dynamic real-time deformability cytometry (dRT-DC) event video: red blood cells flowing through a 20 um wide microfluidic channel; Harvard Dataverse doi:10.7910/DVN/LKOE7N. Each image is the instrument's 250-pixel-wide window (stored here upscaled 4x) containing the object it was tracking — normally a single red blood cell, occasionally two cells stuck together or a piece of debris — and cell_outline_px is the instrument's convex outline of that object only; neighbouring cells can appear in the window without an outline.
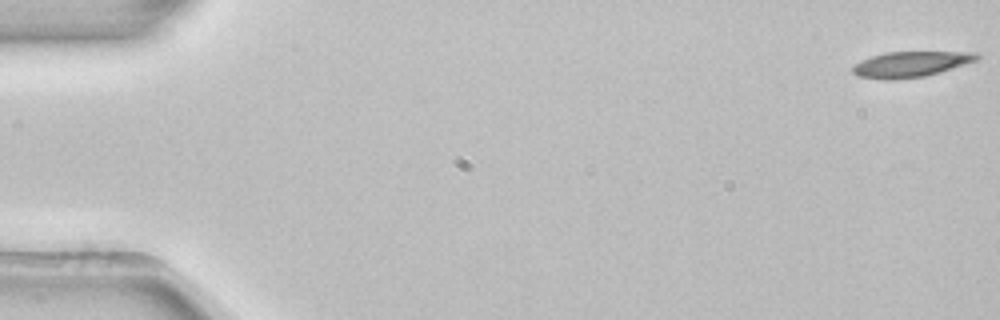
{"species": "common noctule bat (a hibernating species)", "species_latin": "Nyctalus noctula", "temperature_condition": "room temperature", "stored_images_in_passage": 11, "camera_frame_rate_fps": 3000, "um_per_image_px": 0.085, "animal": {"sex": "female", "body_mass_g": 22.7, "forearm_length_mm": 54.2}, "frame": {"image": 1, "passage_image": 1, "time_ms": 0.0, "image_size_px": [1000, 320], "cell_outline_px": [[980, 60], [940, 72], [924, 76], [892, 80], [888, 80], [856, 76], [852, 72], [852, 68], [856, 64], [872, 56], [884, 52], [976, 52], [980, 56]], "centroid_in_image_um": [77.45, 5.46], "position_along_channel_um": 7.5, "area_um2": 18.5}}